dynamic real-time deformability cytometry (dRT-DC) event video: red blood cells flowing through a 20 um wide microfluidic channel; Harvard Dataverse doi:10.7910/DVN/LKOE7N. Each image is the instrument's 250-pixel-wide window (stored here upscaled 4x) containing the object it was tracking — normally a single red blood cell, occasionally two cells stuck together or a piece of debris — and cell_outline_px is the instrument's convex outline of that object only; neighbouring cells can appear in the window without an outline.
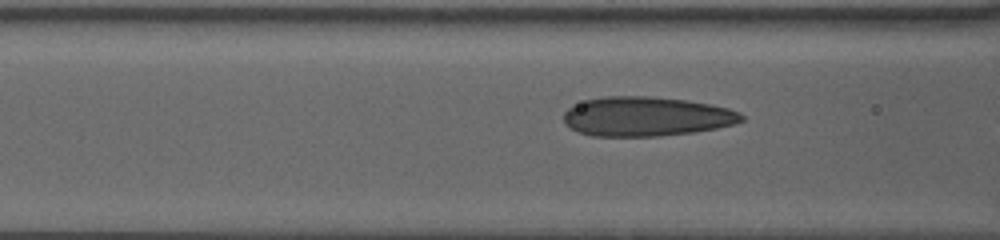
{"species": "human", "species_latin": "Homo sapiens", "temperature_condition": "warm", "stored_images_in_passage": 7, "camera_frame_rate_fps": 3000, "um_per_image_px": 0.085, "donor": {"sex": "female"}, "frame": {"image": 1, "passage_image": 6, "time_ms": 2.667, "image_size_px": [1000, 240], "cell_outline_px": [[744, 120], [732, 124], [716, 128], [692, 132], [660, 136], [592, 136], [576, 132], [564, 124], [564, 112], [568, 108], [584, 100], [604, 96], [648, 96], [688, 100], [728, 108], [740, 112], [744, 116]], "centroid_in_image_um": [54.9, 9.9], "position_along_channel_um": 111.7, "area_um2": 40.98}}